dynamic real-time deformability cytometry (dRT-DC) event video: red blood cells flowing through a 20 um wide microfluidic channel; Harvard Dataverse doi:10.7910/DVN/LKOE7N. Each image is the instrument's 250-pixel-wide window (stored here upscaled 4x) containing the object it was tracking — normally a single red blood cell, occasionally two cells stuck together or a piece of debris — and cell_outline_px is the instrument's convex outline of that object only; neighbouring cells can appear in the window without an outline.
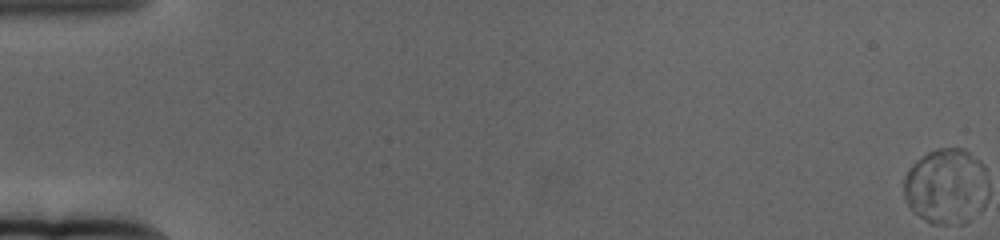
{"species": "human", "species_latin": "Homo sapiens", "temperature_condition": "cold", "stored_images_in_passage": 65, "camera_frame_rate_fps": 3000, "um_per_image_px": 0.085, "donor": {"sex": "female"}, "frame": {"image": 1, "passage_image": 1, "time_ms": 0.0, "image_size_px": [1000, 240], "cell_outline_px": [[984, 168], [936, 224], [932, 224], [920, 216], [908, 204], [904, 196], [904, 180], [912, 164], [916, 160], [928, 152], [936, 148], [964, 148], [980, 160]], "centroid_in_image_um": [79.88, 15.38], "position_along_channel_um": 5.1, "area_um2": 28.21}}
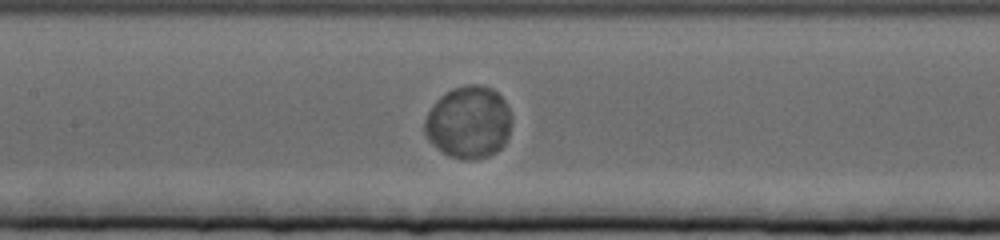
{"frame": {"image": 2, "passage_image": 33, "time_ms": 10.667, "image_size_px": [1000, 240], "cell_outline_px": [[508, 136], [504, 144], [496, 152], [488, 156], [472, 160], [468, 160], [448, 156], [428, 140], [424, 132], [424, 120], [428, 112], [436, 100], [444, 92], [452, 88], [464, 84], [476, 84], [492, 88], [504, 100], [508, 108]], "centroid_in_image_um": [39.78, 10.38], "position_along_channel_um": 167.6, "area_um2": 36.47}}
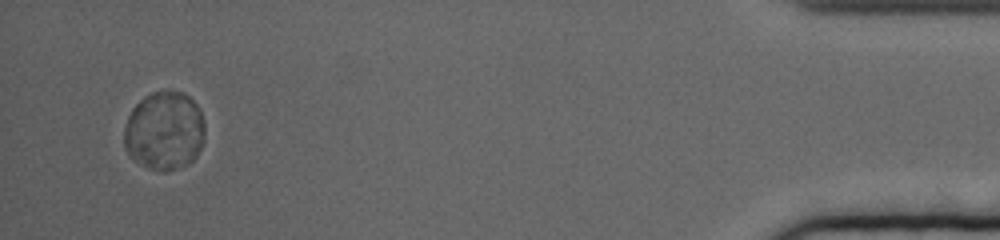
{"frame": {"image": 3, "passage_image": 63, "time_ms": 20.667, "image_size_px": [1000, 240], "cell_outline_px": [[204, 140], [196, 156], [188, 164], [180, 168], [148, 168], [128, 156], [124, 148], [124, 128], [128, 116], [132, 108], [144, 96], [152, 92], [184, 92], [200, 108], [204, 120]], "centroid_in_image_um": [13.97, 11.1], "position_along_channel_um": 421.2, "area_um2": 36.88}, "authors_computed_cell_mechanics": {"area_um2": 36.8186, "velocity_mm_per_s": 3.2239, "shape_relaxation_time_tau1_ms": 1.1819, "shape_relaxation_time_tau2_ms": null, "deformation_change_tau1": 0.0188, "deformation_change_tau2": null}}